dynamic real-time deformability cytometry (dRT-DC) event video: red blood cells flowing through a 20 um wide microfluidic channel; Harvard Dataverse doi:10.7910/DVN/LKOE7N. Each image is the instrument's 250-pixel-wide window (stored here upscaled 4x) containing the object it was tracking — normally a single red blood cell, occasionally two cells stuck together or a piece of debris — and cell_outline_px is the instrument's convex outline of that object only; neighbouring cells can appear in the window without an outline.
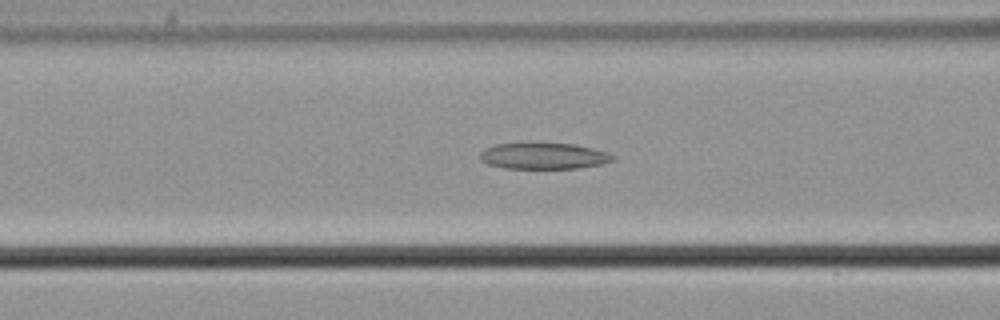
{"species": "common noctule bat (a hibernating species)", "species_latin": "Nyctalus noctula", "temperature_condition": "cold", "stored_images_in_passage": 55, "camera_frame_rate_fps": 3000, "um_per_image_px": 0.085, "animal": {"sex": "male", "body_mass_g": 21.5, "forearm_length_mm": 52.0}, "frame": {"image": 1, "passage_image": 22, "time_ms": 7.0, "image_size_px": [1000, 320], "cell_outline_px": [[616, 160], [604, 164], [576, 168], [504, 168], [488, 164], [480, 160], [480, 152], [484, 148], [496, 144], [528, 140], [572, 144], [592, 148], [608, 152], [616, 156]], "centroid_in_image_um": [46.19, 13.21], "position_along_channel_um": 120.4, "area_um2": 21.27}}
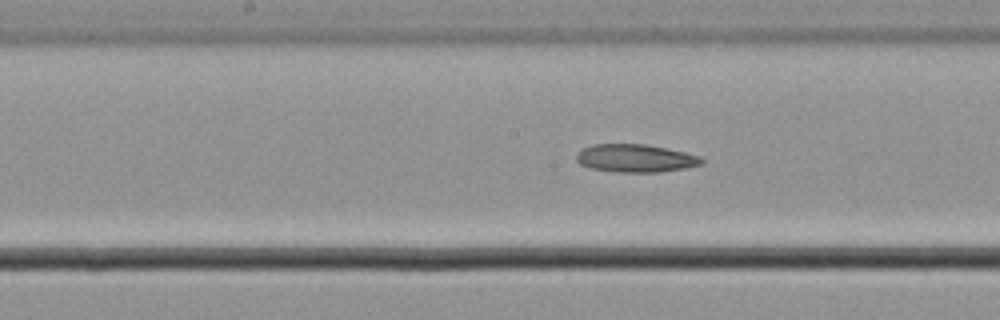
{"frame": {"image": 2, "passage_image": 28, "time_ms": 9.0, "image_size_px": [1000, 320], "cell_outline_px": [[704, 164], [684, 168], [660, 172], [616, 172], [588, 168], [580, 164], [576, 160], [576, 156], [584, 148], [592, 144], [644, 144], [684, 152], [700, 156], [704, 160]], "centroid_in_image_um": [54.01, 13.46], "position_along_channel_um": 194.2, "area_um2": 20.35}}
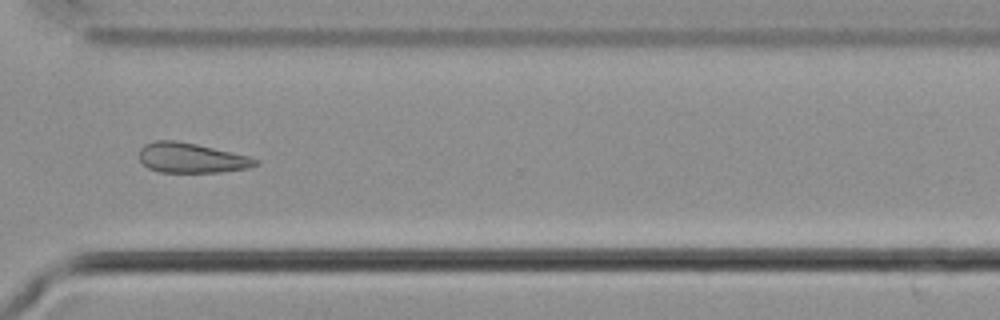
{"frame": {"image": 3, "passage_image": 41, "time_ms": 13.333, "image_size_px": [1000, 320], "cell_outline_px": [[260, 164], [248, 168], [220, 172], [160, 172], [148, 168], [140, 160], [140, 148], [144, 144], [156, 140], [172, 140], [196, 144], [248, 156], [260, 160]], "centroid_in_image_um": [16.27, 13.43], "position_along_channel_um": 354.3, "area_um2": 20.17}}